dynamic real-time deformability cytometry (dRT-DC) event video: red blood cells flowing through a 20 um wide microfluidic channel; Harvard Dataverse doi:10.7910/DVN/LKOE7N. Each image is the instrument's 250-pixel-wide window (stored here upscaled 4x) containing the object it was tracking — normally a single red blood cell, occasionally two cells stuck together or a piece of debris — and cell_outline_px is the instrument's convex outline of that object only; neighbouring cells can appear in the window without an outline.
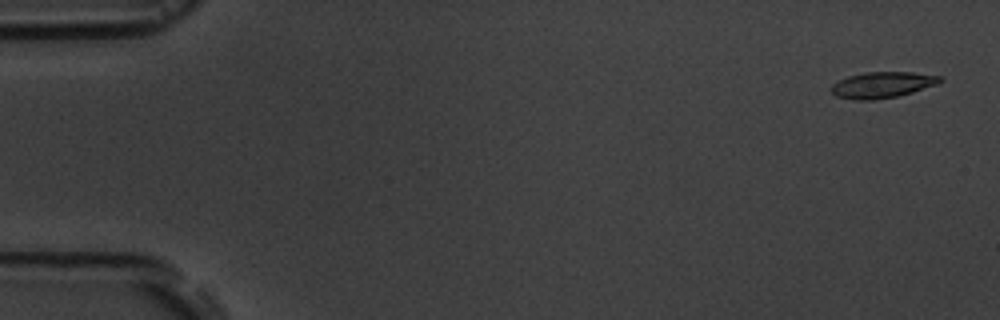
{"species": "common noctule bat (a hibernating species)", "species_latin": "Nyctalus noctula", "temperature_condition": "room temperature", "stored_images_in_passage": 5, "camera_frame_rate_fps": 3000, "um_per_image_px": 0.085, "animal": {"sex": "male", "body_mass_g": 19.5, "forearm_length_mm": 54.6}, "frame": {"image": 1, "passage_image": 1, "time_ms": 0.0, "image_size_px": [1000, 320], "cell_outline_px": [[944, 80], [940, 84], [912, 92], [896, 96], [876, 100], [856, 100], [836, 96], [828, 88], [832, 84], [848, 76], [864, 72], [912, 72], [940, 76]], "centroid_in_image_um": [75.0, 7.21], "position_along_channel_um": 10.0, "area_um2": 16.65}}
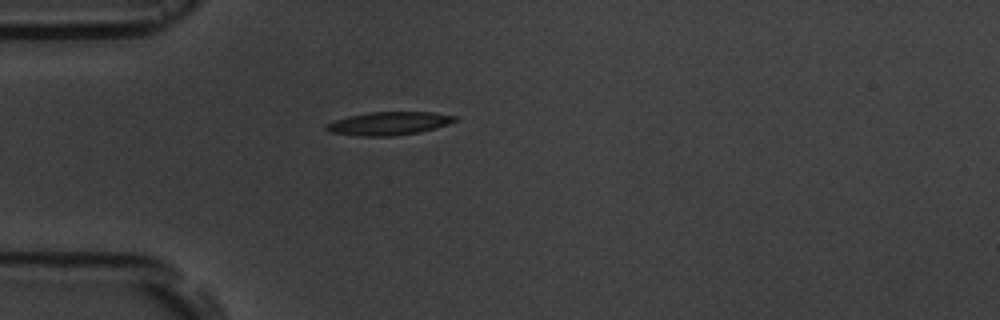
{"frame": {"image": 2, "passage_image": 5, "time_ms": 4.667, "image_size_px": [1000, 320], "cell_outline_px": [[460, 120], [448, 124], [420, 132], [392, 136], [360, 136], [328, 132], [324, 128], [324, 124], [348, 116], [368, 112], [432, 112], [456, 116]], "centroid_in_image_um": [33.04, 10.49], "position_along_channel_um": 52.0, "area_um2": 17.51}}